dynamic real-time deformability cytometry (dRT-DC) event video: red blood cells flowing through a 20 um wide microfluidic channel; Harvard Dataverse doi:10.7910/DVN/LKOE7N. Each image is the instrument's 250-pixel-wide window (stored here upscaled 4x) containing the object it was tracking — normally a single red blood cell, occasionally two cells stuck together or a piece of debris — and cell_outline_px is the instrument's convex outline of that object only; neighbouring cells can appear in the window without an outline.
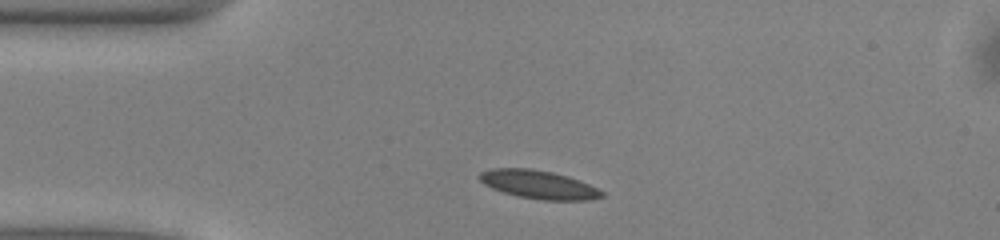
{"species": "common noctule bat (a hibernating species)", "species_latin": "Nyctalus noctula", "temperature_condition": "warm", "stored_images_in_passage": 40, "camera_frame_rate_fps": 3000, "um_per_image_px": 0.085, "animal": {"sex": "male", "body_mass_g": 13.0, "forearm_length_mm": 53.1}, "frame": {"image": 1, "passage_image": 1, "time_ms": 0.0, "image_size_px": [1000, 240], "cell_outline_px": [[604, 196], [592, 200], [544, 200], [516, 196], [492, 188], [484, 184], [476, 176], [480, 172], [492, 168], [532, 168], [552, 172], [568, 176], [580, 180], [604, 192]], "centroid_in_image_um": [45.77, 15.68], "position_along_channel_um": 39.2, "area_um2": 20.35}}
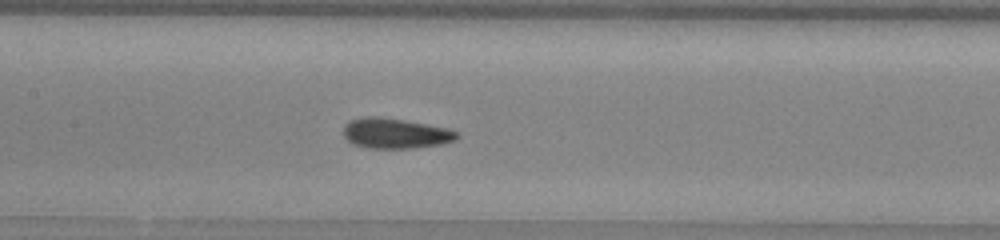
{"frame": {"image": 2, "passage_image": 13, "time_ms": 4.0, "image_size_px": [1000, 240], "cell_outline_px": [[460, 136], [456, 140], [440, 144], [416, 148], [364, 148], [352, 144], [344, 136], [344, 124], [348, 120], [364, 116], [376, 116], [404, 120], [448, 128], [460, 132]], "centroid_in_image_um": [33.6, 11.33], "position_along_channel_um": 173.8, "area_um2": 20.29}}
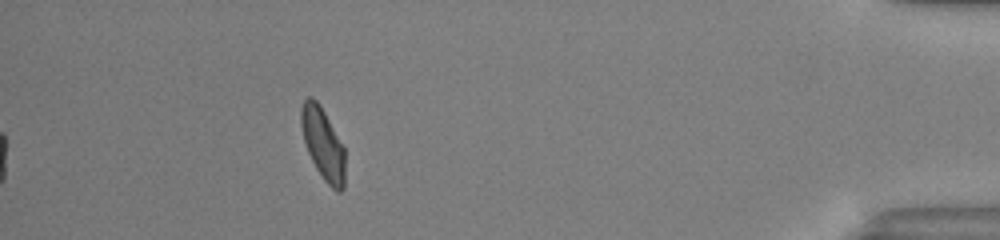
{"frame": {"image": 3, "passage_image": 35, "time_ms": 11.333, "image_size_px": [1000, 240], "cell_outline_px": [[344, 188], [340, 192], [336, 192], [324, 180], [316, 168], [308, 152], [304, 140], [300, 124], [300, 108], [304, 100], [308, 96], [312, 96], [320, 104], [344, 148]], "centroid_in_image_um": [27.43, 12.21], "position_along_channel_um": 407.8, "area_um2": 18.26}, "authors_computed_cell_mechanics": {"area_um2": 18.9584, "velocity_mm_per_s": 4.0166, "shape_relaxation_time_tau1_ms": 4.1562, "shape_relaxation_time_tau2_ms": 1.5314, "deformation_change_tau1": 0.1343, "deformation_change_tau2": 0.07}}